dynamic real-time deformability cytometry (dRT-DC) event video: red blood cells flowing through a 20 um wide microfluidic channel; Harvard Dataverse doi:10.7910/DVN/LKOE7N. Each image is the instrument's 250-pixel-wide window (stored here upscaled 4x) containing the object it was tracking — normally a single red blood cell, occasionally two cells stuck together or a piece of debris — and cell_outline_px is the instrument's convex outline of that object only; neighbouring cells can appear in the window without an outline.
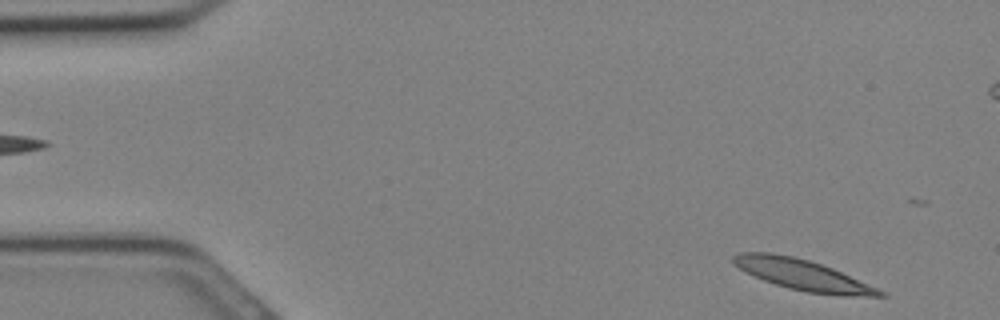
{"species": "Egyptian fruit bat (a non-hibernating species)", "species_latin": "Rousettus aegyptiacus", "temperature_condition": "cold", "stored_images_in_passage": 31, "camera_frame_rate_fps": 3000, "um_per_image_px": 0.085, "animal": {"sex": "female"}, "frame": {"image": 1, "passage_image": 1, "time_ms": 0.0, "image_size_px": [1000, 320], "cell_outline_px": [[888, 296], [844, 296], [808, 292], [788, 288], [764, 280], [732, 264], [732, 256], [736, 252], [772, 252], [792, 256], [808, 260], [832, 268], [876, 288], [884, 292]], "centroid_in_image_um": [68.17, 23.35], "position_along_channel_um": 16.8, "area_um2": 25.78}}
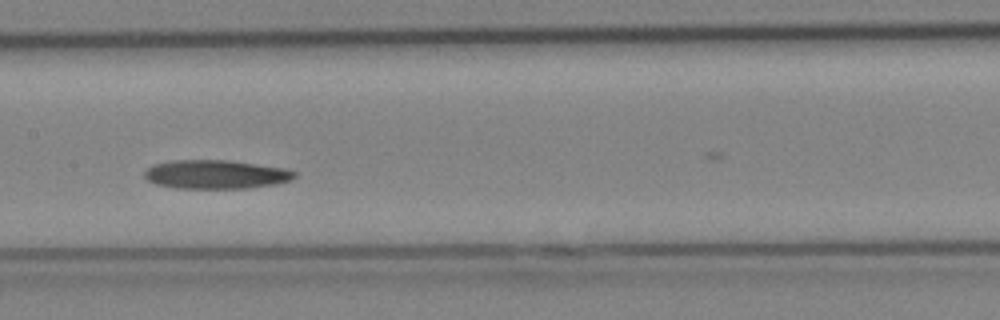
{"frame": {"image": 2, "passage_image": 14, "time_ms": 4.333, "image_size_px": [1000, 320], "cell_outline_px": [[296, 176], [292, 180], [276, 184], [248, 188], [176, 188], [156, 184], [148, 180], [144, 176], [144, 172], [152, 164], [172, 160], [228, 160], [284, 168], [296, 172]], "centroid_in_image_um": [18.34, 14.82], "position_along_channel_um": 189.1, "area_um2": 25.2}}
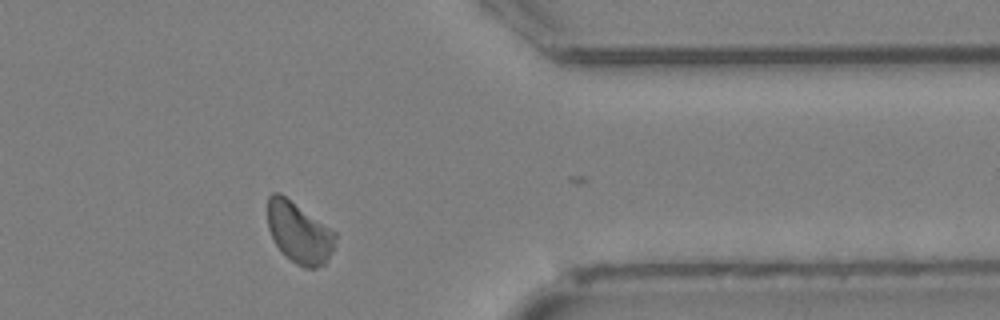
{"frame": {"image": 3, "passage_image": 24, "time_ms": 7.667, "image_size_px": [1000, 320], "cell_outline_px": [[336, 236], [332, 252], [324, 264], [316, 268], [304, 268], [296, 264], [284, 256], [280, 252], [268, 228], [268, 196], [272, 192], [280, 192], [336, 232]], "centroid_in_image_um": [25.41, 19.78], "position_along_channel_um": 386.0, "area_um2": 24.16}}